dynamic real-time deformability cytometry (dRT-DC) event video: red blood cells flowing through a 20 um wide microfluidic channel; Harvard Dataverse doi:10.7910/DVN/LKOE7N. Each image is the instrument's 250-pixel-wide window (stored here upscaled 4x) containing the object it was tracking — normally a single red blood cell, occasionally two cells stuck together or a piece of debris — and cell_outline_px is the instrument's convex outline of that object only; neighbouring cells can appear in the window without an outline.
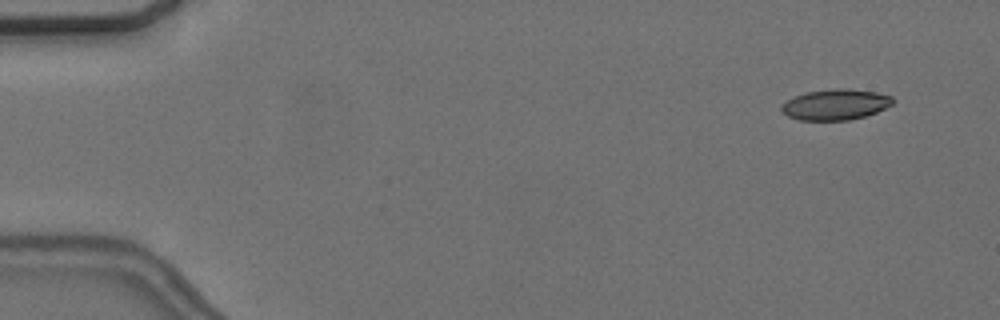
{"species": "common noctule bat (a hibernating species)", "species_latin": "Nyctalus noctula", "temperature_condition": "cold", "stored_images_in_passage": 56, "camera_frame_rate_fps": 3000, "um_per_image_px": 0.085, "animal": {"sex": "female", "body_mass_g": 24.6, "forearm_length_mm": 56.2}, "frame": {"image": 1, "passage_image": 4, "time_ms": 1.0, "image_size_px": [1000, 320], "cell_outline_px": [[896, 100], [892, 104], [876, 112], [864, 116], [848, 120], [800, 120], [788, 116], [780, 108], [780, 104], [796, 96], [808, 92], [836, 88], [848, 88], [876, 92], [892, 96]], "centroid_in_image_um": [71.04, 8.88], "position_along_channel_um": 14.0, "area_um2": 19.83}}
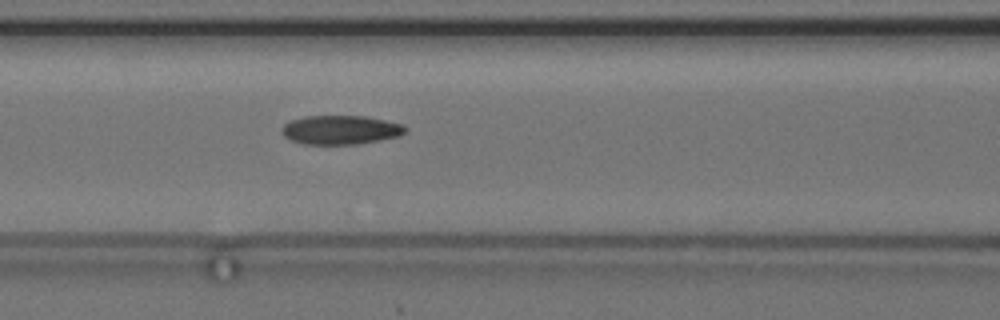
{"frame": {"image": 2, "passage_image": 24, "time_ms": 7.667, "image_size_px": [1000, 320], "cell_outline_px": [[408, 128], [400, 136], [380, 140], [356, 144], [304, 144], [292, 140], [284, 136], [284, 124], [292, 120], [304, 116], [364, 116], [404, 124]], "centroid_in_image_um": [29.0, 11.04], "position_along_channel_um": 137.6, "area_um2": 20.69}}
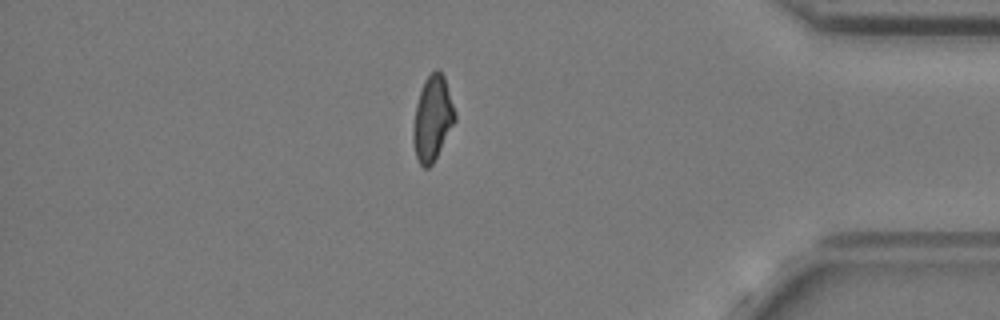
{"frame": {"image": 3, "passage_image": 48, "time_ms": 15.667, "image_size_px": [1000, 320], "cell_outline_px": [[456, 120], [432, 164], [428, 168], [424, 168], [420, 164], [416, 156], [412, 140], [412, 128], [416, 104], [424, 80], [436, 68], [444, 76], [456, 112]], "centroid_in_image_um": [36.75, 10.07], "position_along_channel_um": 398.4, "area_um2": 20.58}, "authors_computed_cell_mechanics": {"area_um2": 20.6057, "velocity_mm_per_s": 3.6905, "shape_relaxation_time_tau1_ms": null, "shape_relaxation_time_tau2_ms": 4.1542, "deformation_change_tau1": null, "deformation_change_tau2": 0.1112}}